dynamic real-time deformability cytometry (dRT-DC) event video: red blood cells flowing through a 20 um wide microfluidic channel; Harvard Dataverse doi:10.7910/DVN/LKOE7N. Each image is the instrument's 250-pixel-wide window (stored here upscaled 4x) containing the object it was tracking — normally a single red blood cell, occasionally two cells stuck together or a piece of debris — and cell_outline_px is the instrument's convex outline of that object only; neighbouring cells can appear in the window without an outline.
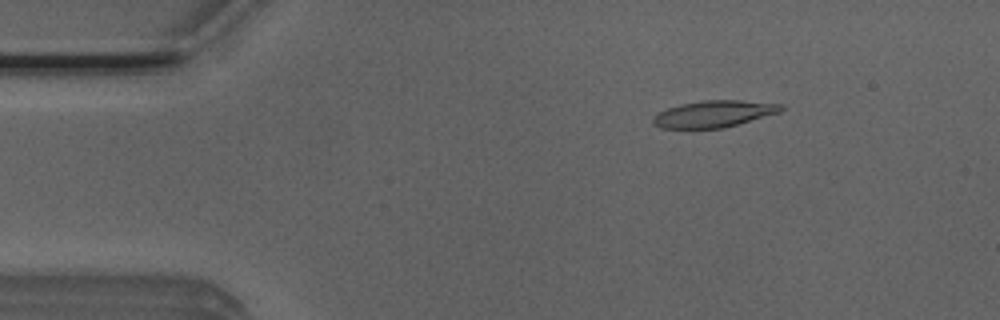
{"species": "Egyptian fruit bat (a non-hibernating species)", "species_latin": "Rousettus aegyptiacus", "temperature_condition": "room temperature", "stored_images_in_passage": 50, "camera_frame_rate_fps": 3000, "um_per_image_px": 0.085, "animal": {"sex": "male"}, "frame": {"image": 1, "passage_image": 6, "time_ms": 1.667, "image_size_px": [1000, 320], "cell_outline_px": [[784, 108], [780, 112], [724, 128], [660, 128], [652, 124], [652, 116], [656, 112], [680, 104], [700, 100], [740, 100], [784, 104]], "centroid_in_image_um": [60.64, 9.67], "position_along_channel_um": 24.4, "area_um2": 20.11}}
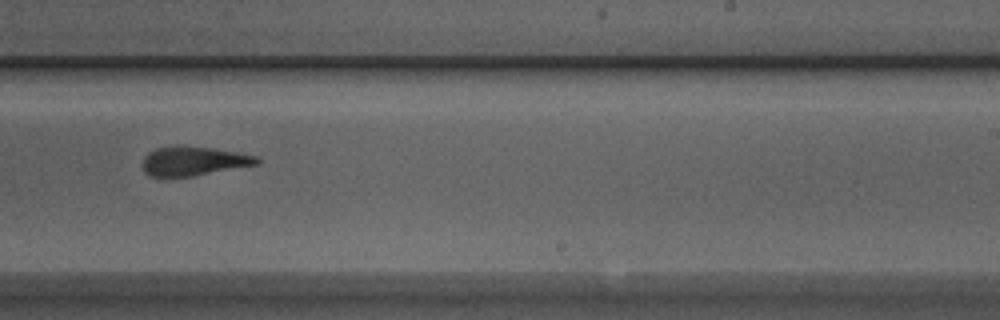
{"frame": {"image": 2, "passage_image": 30, "time_ms": 9.667, "image_size_px": [1000, 320], "cell_outline_px": [[260, 164], [192, 176], [148, 176], [144, 172], [144, 156], [148, 152], [156, 148], [176, 144], [180, 144], [212, 148], [260, 156]], "centroid_in_image_um": [16.47, 13.66], "position_along_channel_um": 272.5, "area_um2": 19.65}}
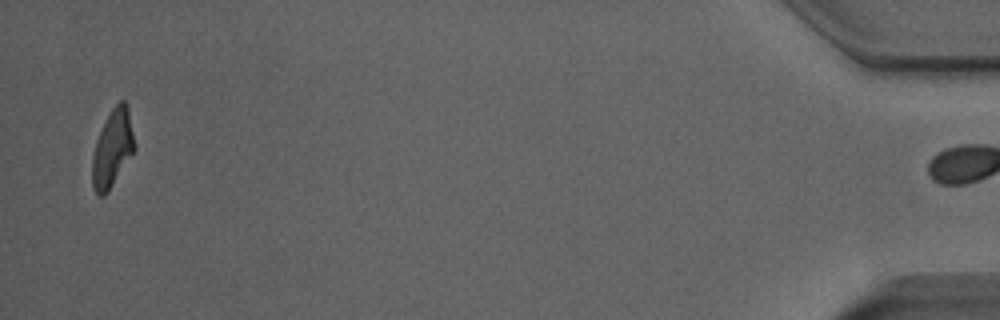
{"frame": {"image": 3, "passage_image": 49, "time_ms": 16.0, "image_size_px": [1000, 320], "cell_outline_px": [[136, 148], [108, 192], [104, 196], [100, 196], [96, 192], [92, 184], [92, 156], [96, 140], [112, 108], [120, 100], [124, 100], [128, 104], [136, 144]], "centroid_in_image_um": [9.58, 12.6], "position_along_channel_um": 425.6, "area_um2": 19.07}, "authors_computed_cell_mechanics": {"area_um2": 20.0855, "velocity_mm_per_s": 3.9221, "shape_relaxation_time_tau1_ms": 3.1286, "shape_relaxation_time_tau2_ms": 2.7079, "deformation_change_tau1": 0.1996, "deformation_change_tau2": 0.1376}}